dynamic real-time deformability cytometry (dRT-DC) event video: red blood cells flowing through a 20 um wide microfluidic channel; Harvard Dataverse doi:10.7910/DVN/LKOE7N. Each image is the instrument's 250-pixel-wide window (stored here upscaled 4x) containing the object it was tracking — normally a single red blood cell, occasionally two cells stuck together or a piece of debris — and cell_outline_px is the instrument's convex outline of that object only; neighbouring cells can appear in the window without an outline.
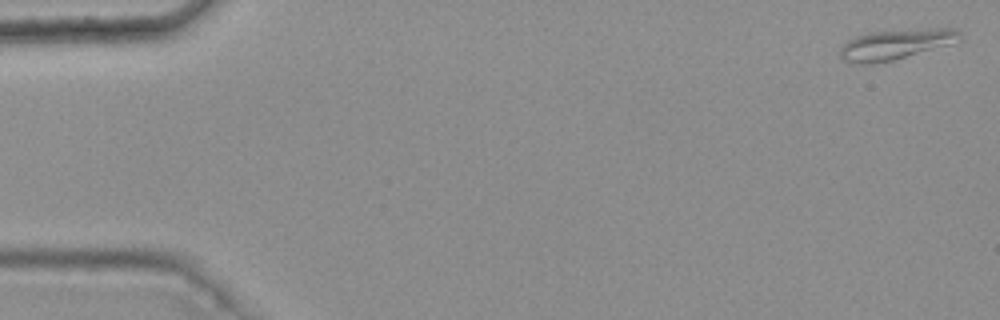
{"species": "common noctule bat (a hibernating species)", "species_latin": "Nyctalus noctula", "temperature_condition": "warm", "stored_images_in_passage": 4, "camera_frame_rate_fps": 3000, "um_per_image_px": 0.085, "animal": {"sex": "female", "body_mass_g": 25.1}, "frame": {"image": 1, "passage_image": 1, "time_ms": 0.0, "image_size_px": [1000, 320], "cell_outline_px": [[964, 40], [892, 60], [872, 64], [848, 64], [840, 56], [840, 48], [848, 40], [856, 36], [868, 32], [920, 28], [956, 28], [960, 32]], "centroid_in_image_um": [76.14, 3.76], "position_along_channel_um": 8.9, "area_um2": 21.39}}